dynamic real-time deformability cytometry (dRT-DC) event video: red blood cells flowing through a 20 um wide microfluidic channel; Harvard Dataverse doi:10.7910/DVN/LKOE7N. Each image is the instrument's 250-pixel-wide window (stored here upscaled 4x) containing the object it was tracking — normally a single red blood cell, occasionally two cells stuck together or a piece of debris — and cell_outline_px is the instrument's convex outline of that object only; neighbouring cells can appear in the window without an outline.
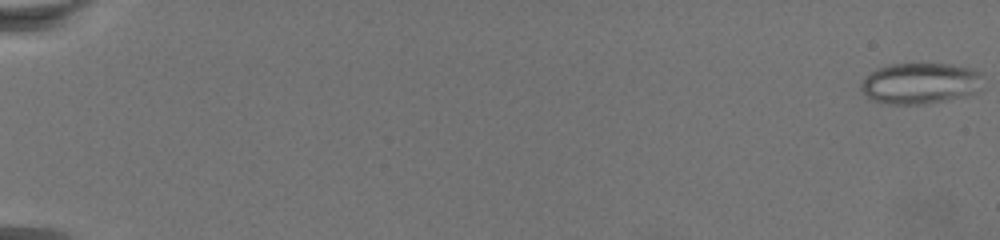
{"species": "common noctule bat (a hibernating species)", "species_latin": "Nyctalus noctula", "temperature_condition": "warm", "stored_images_in_passage": 14, "camera_frame_rate_fps": 3000, "um_per_image_px": 0.085, "animal": {"sex": "female", "body_mass_g": 19.5, "forearm_length_mm": 54.1}, "frame": {"image": 1, "passage_image": 1, "time_ms": 0.0, "image_size_px": [1000, 240], "cell_outline_px": [[984, 88], [980, 92], [948, 100], [924, 104], [888, 104], [868, 100], [860, 92], [860, 84], [876, 68], [888, 64], [952, 64], [972, 68], [980, 72]], "centroid_in_image_um": [78.24, 7.1], "position_along_channel_um": 6.8, "area_um2": 29.82}}